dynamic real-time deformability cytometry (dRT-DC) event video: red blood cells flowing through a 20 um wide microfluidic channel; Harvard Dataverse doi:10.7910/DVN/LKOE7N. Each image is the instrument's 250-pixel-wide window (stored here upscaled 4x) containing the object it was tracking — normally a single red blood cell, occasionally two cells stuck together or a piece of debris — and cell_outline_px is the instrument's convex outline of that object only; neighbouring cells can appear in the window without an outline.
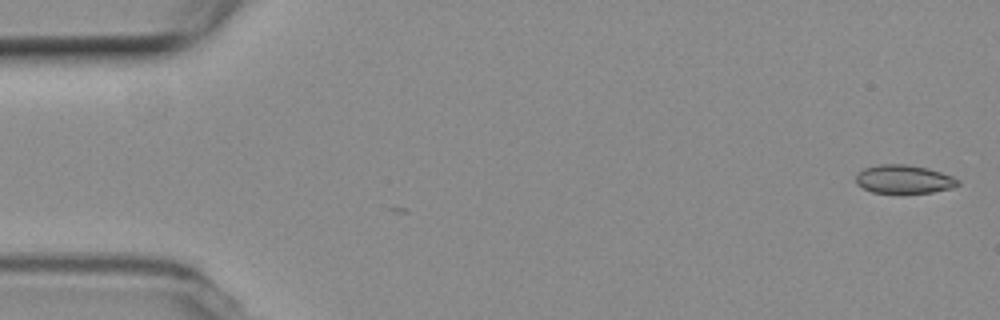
{"species": "common noctule bat (a hibernating species)", "species_latin": "Nyctalus noctula", "temperature_condition": "room temperature", "stored_images_in_passage": 50, "camera_frame_rate_fps": 3000, "um_per_image_px": 0.085, "animal": {"sex": "female", "body_mass_g": 19.3, "forearm_length_mm": 54.1}, "frame": {"image": 1, "passage_image": 1, "time_ms": 0.0, "image_size_px": [1000, 320], "cell_outline_px": [[960, 184], [952, 188], [932, 192], [904, 196], [872, 192], [856, 184], [856, 172], [864, 168], [880, 164], [908, 164], [928, 168], [952, 176], [960, 180]], "centroid_in_image_um": [76.82, 15.27], "position_along_channel_um": 8.2, "area_um2": 17.74}}
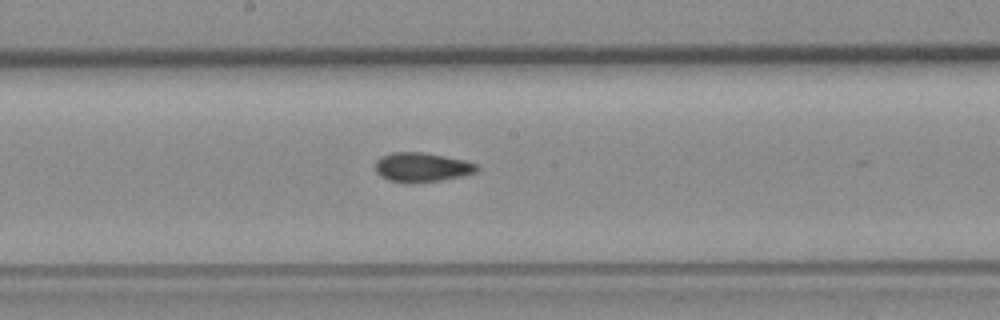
{"frame": {"image": 2, "passage_image": 28, "time_ms": 9.0, "image_size_px": [1000, 320], "cell_outline_px": [[480, 168], [476, 172], [464, 176], [440, 180], [412, 184], [408, 184], [388, 180], [380, 176], [376, 172], [376, 160], [392, 152], [424, 152], [464, 160], [476, 164]], "centroid_in_image_um": [35.86, 14.23], "position_along_channel_um": 212.3, "area_um2": 17.51}}
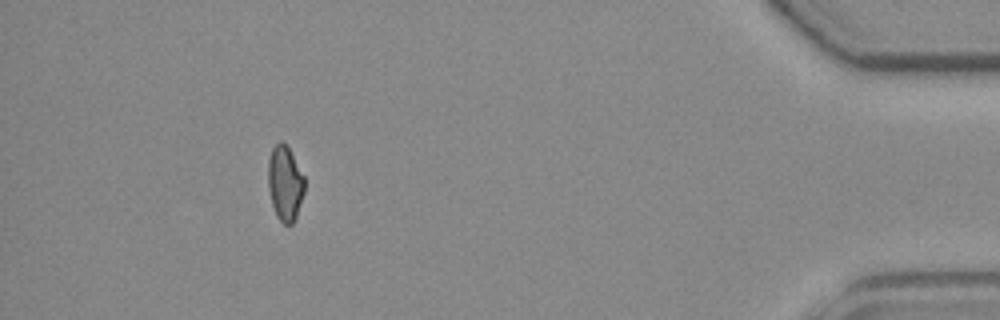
{"frame": {"image": 3, "passage_image": 49, "time_ms": 16.0, "image_size_px": [1000, 320], "cell_outline_px": [[304, 192], [296, 216], [292, 224], [284, 224], [276, 216], [272, 204], [268, 188], [268, 160], [272, 148], [280, 140], [288, 148], [304, 176]], "centroid_in_image_um": [24.21, 15.59], "position_along_channel_um": 411.0, "area_um2": 15.72}}